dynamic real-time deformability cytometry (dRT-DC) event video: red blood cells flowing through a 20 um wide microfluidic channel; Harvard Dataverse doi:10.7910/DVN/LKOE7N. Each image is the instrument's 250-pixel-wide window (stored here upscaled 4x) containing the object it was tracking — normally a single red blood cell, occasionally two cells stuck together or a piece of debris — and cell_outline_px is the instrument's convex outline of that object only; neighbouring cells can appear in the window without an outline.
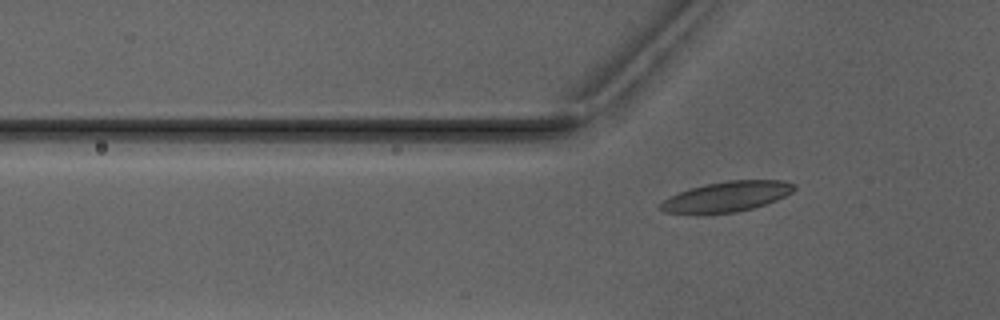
{"species": "Egyptian fruit bat (a non-hibernating species)", "species_latin": "Rousettus aegyptiacus", "temperature_condition": "warm", "stored_images_in_passage": 3, "camera_frame_rate_fps": 3000, "um_per_image_px": 0.085, "animal": {"sex": "male"}, "frame": {"image": 1, "passage_image": 3, "time_ms": 4.0, "image_size_px": [1000, 320], "cell_outline_px": [[796, 188], [792, 192], [776, 200], [752, 208], [736, 212], [664, 212], [656, 208], [668, 196], [692, 188], [708, 184], [728, 180], [784, 180], [796, 184]], "centroid_in_image_um": [61.81, 16.68], "position_along_channel_um": 64.0, "area_um2": 23.0}}